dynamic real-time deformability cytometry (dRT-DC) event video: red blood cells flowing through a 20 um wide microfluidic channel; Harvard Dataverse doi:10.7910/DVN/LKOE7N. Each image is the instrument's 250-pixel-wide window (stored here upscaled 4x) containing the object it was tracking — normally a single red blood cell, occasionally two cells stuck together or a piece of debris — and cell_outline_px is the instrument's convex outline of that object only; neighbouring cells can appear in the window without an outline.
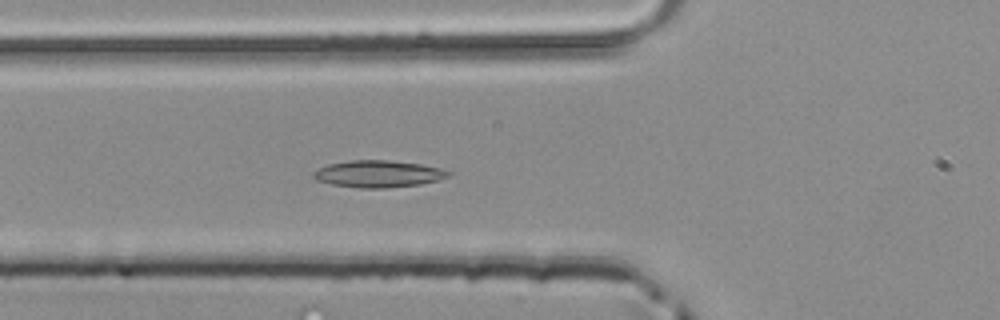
{"species": "common noctule bat (a hibernating species)", "species_latin": "Nyctalus noctula", "temperature_condition": "room temperature", "stored_images_in_passage": 50, "camera_frame_rate_fps": 3000, "um_per_image_px": 0.085, "animal": {"sex": "male", "body_mass_g": 20.4}, "frame": {"image": 1, "passage_image": 18, "time_ms": 5.667, "image_size_px": [1000, 320], "cell_outline_px": [[452, 176], [420, 184], [388, 188], [360, 188], [332, 184], [316, 180], [312, 176], [312, 172], [328, 164], [352, 160], [388, 160], [420, 164], [440, 168], [452, 172]], "centroid_in_image_um": [32.16, 14.78], "position_along_channel_um": 93.6, "area_um2": 21.15}}
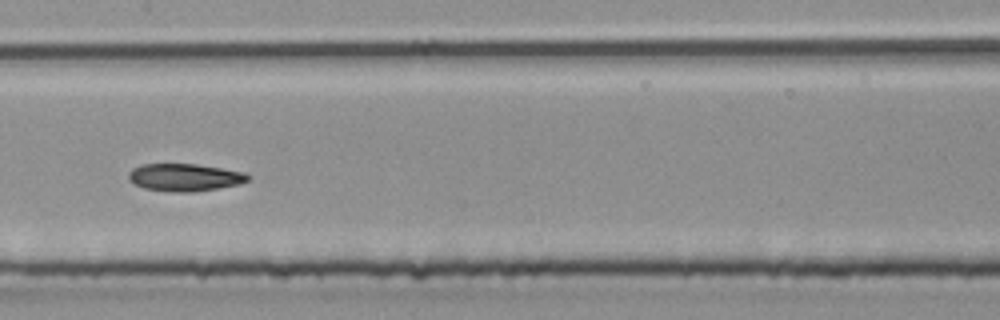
{"frame": {"image": 2, "passage_image": 25, "time_ms": 8.0, "image_size_px": [1000, 320], "cell_outline_px": [[248, 180], [236, 184], [216, 188], [192, 192], [172, 192], [144, 188], [128, 180], [128, 172], [132, 168], [144, 164], [196, 164], [244, 172], [248, 176]], "centroid_in_image_um": [15.63, 15.07], "position_along_channel_um": 191.8, "area_um2": 18.84}}
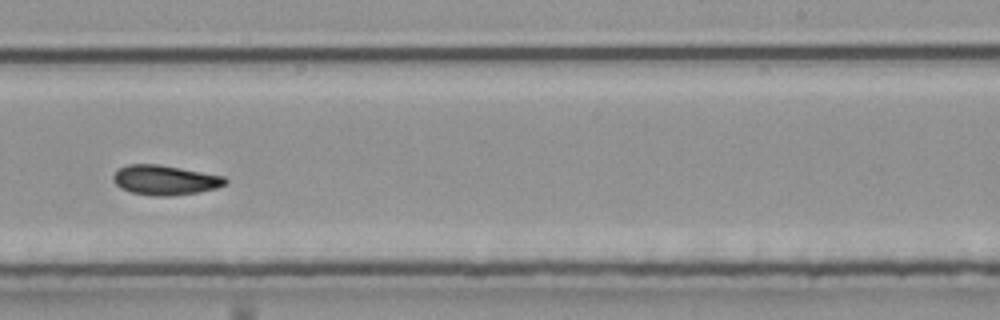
{"frame": {"image": 3, "passage_image": 31, "time_ms": 10.0, "image_size_px": [1000, 320], "cell_outline_px": [[228, 180], [224, 184], [216, 188], [200, 192], [172, 196], [156, 196], [132, 192], [120, 188], [112, 180], [112, 176], [116, 168], [128, 164], [160, 164], [224, 176]], "centroid_in_image_um": [13.98, 15.29], "position_along_channel_um": 275.0, "area_um2": 19.59}}